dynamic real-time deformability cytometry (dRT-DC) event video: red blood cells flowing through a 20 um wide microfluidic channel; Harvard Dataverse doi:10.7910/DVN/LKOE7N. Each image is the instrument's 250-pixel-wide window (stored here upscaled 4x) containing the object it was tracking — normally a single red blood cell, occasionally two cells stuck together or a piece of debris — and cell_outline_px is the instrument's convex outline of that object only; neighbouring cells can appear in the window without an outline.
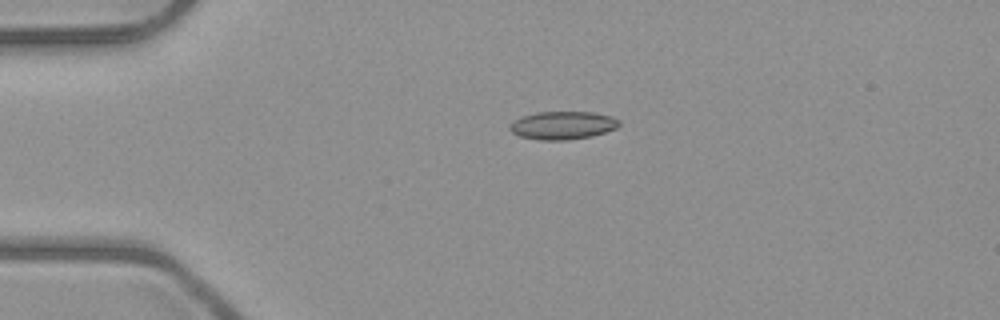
{"species": "common noctule bat (a hibernating species)", "species_latin": "Nyctalus noctula", "temperature_condition": "room temperature", "stored_images_in_passage": 5, "camera_frame_rate_fps": 3000, "um_per_image_px": 0.085, "animal": {"sex": "male", "body_mass_g": 23.1, "forearm_length_mm": 52.7}, "frame": {"image": 1, "passage_image": 5, "time_ms": 4.667, "image_size_px": [1000, 320], "cell_outline_px": [[620, 124], [616, 128], [592, 136], [564, 140], [540, 140], [520, 136], [512, 132], [508, 128], [508, 124], [524, 116], [536, 112], [592, 112], [612, 116], [620, 120]], "centroid_in_image_um": [47.83, 10.65], "position_along_channel_um": 37.2, "area_um2": 17.8}}